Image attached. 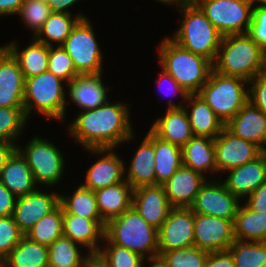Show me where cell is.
Here are the masks:
<instances>
[{"instance_id":"1","label":"cell","mask_w":266,"mask_h":267,"mask_svg":"<svg viewBox=\"0 0 266 267\" xmlns=\"http://www.w3.org/2000/svg\"><path fill=\"white\" fill-rule=\"evenodd\" d=\"M130 104L124 100L110 99L94 109L77 111L70 118L71 122L65 123V135L82 149L117 146L121 149L125 143L130 146L132 141V144L137 141Z\"/></svg>"},{"instance_id":"2","label":"cell","mask_w":266,"mask_h":267,"mask_svg":"<svg viewBox=\"0 0 266 267\" xmlns=\"http://www.w3.org/2000/svg\"><path fill=\"white\" fill-rule=\"evenodd\" d=\"M156 48L157 65L169 73L188 94H198L207 82L213 64L184 49L169 35H164Z\"/></svg>"},{"instance_id":"3","label":"cell","mask_w":266,"mask_h":267,"mask_svg":"<svg viewBox=\"0 0 266 267\" xmlns=\"http://www.w3.org/2000/svg\"><path fill=\"white\" fill-rule=\"evenodd\" d=\"M66 110L67 83L64 80L49 71L25 79L24 111L30 122L37 114L43 120L48 119L47 122L57 121L59 125H64L67 117H71Z\"/></svg>"},{"instance_id":"4","label":"cell","mask_w":266,"mask_h":267,"mask_svg":"<svg viewBox=\"0 0 266 267\" xmlns=\"http://www.w3.org/2000/svg\"><path fill=\"white\" fill-rule=\"evenodd\" d=\"M213 70L249 82L266 72V52L247 33L225 35L213 62Z\"/></svg>"},{"instance_id":"5","label":"cell","mask_w":266,"mask_h":267,"mask_svg":"<svg viewBox=\"0 0 266 267\" xmlns=\"http://www.w3.org/2000/svg\"><path fill=\"white\" fill-rule=\"evenodd\" d=\"M174 10L178 12L179 22L169 37L184 49L213 64L223 35L195 3L179 4Z\"/></svg>"},{"instance_id":"6","label":"cell","mask_w":266,"mask_h":267,"mask_svg":"<svg viewBox=\"0 0 266 267\" xmlns=\"http://www.w3.org/2000/svg\"><path fill=\"white\" fill-rule=\"evenodd\" d=\"M26 140H28L27 143H23L21 139L16 145V149L26 159L36 185L43 188H58V190L64 188L62 183L67 176L65 171H68L66 170L68 151L66 153L63 148H59L60 145L57 146L56 141H52V138L44 139L34 133Z\"/></svg>"},{"instance_id":"7","label":"cell","mask_w":266,"mask_h":267,"mask_svg":"<svg viewBox=\"0 0 266 267\" xmlns=\"http://www.w3.org/2000/svg\"><path fill=\"white\" fill-rule=\"evenodd\" d=\"M104 236L144 259L158 256V229L147 223L132 206L106 223Z\"/></svg>"},{"instance_id":"8","label":"cell","mask_w":266,"mask_h":267,"mask_svg":"<svg viewBox=\"0 0 266 267\" xmlns=\"http://www.w3.org/2000/svg\"><path fill=\"white\" fill-rule=\"evenodd\" d=\"M198 95L226 124L248 102V81L236 76H226L212 69Z\"/></svg>"},{"instance_id":"9","label":"cell","mask_w":266,"mask_h":267,"mask_svg":"<svg viewBox=\"0 0 266 267\" xmlns=\"http://www.w3.org/2000/svg\"><path fill=\"white\" fill-rule=\"evenodd\" d=\"M91 17L80 19L73 27L70 35L61 45L72 58L74 67L80 75H98L105 73L102 46L96 35V27Z\"/></svg>"},{"instance_id":"10","label":"cell","mask_w":266,"mask_h":267,"mask_svg":"<svg viewBox=\"0 0 266 267\" xmlns=\"http://www.w3.org/2000/svg\"><path fill=\"white\" fill-rule=\"evenodd\" d=\"M195 4L223 36L248 32L253 8L249 0H198Z\"/></svg>"},{"instance_id":"11","label":"cell","mask_w":266,"mask_h":267,"mask_svg":"<svg viewBox=\"0 0 266 267\" xmlns=\"http://www.w3.org/2000/svg\"><path fill=\"white\" fill-rule=\"evenodd\" d=\"M86 154L95 156L91 165H88L85 170V177L80 182L89 190L115 185L125 180L124 178V159L122 154L118 153L117 148H89L83 149ZM87 152V153H86ZM99 159H97V158Z\"/></svg>"},{"instance_id":"12","label":"cell","mask_w":266,"mask_h":267,"mask_svg":"<svg viewBox=\"0 0 266 267\" xmlns=\"http://www.w3.org/2000/svg\"><path fill=\"white\" fill-rule=\"evenodd\" d=\"M242 201L233 195L218 179H207L191 205L193 213L235 220Z\"/></svg>"},{"instance_id":"13","label":"cell","mask_w":266,"mask_h":267,"mask_svg":"<svg viewBox=\"0 0 266 267\" xmlns=\"http://www.w3.org/2000/svg\"><path fill=\"white\" fill-rule=\"evenodd\" d=\"M214 146L217 179L226 171L251 162L263 153L256 144L235 136L226 127L214 139Z\"/></svg>"},{"instance_id":"14","label":"cell","mask_w":266,"mask_h":267,"mask_svg":"<svg viewBox=\"0 0 266 267\" xmlns=\"http://www.w3.org/2000/svg\"><path fill=\"white\" fill-rule=\"evenodd\" d=\"M194 246V213L190 207H173L158 229V255Z\"/></svg>"},{"instance_id":"15","label":"cell","mask_w":266,"mask_h":267,"mask_svg":"<svg viewBox=\"0 0 266 267\" xmlns=\"http://www.w3.org/2000/svg\"><path fill=\"white\" fill-rule=\"evenodd\" d=\"M59 193L60 190L54 188L38 187L35 191L16 199L13 218L24 234L43 216L59 206Z\"/></svg>"},{"instance_id":"16","label":"cell","mask_w":266,"mask_h":267,"mask_svg":"<svg viewBox=\"0 0 266 267\" xmlns=\"http://www.w3.org/2000/svg\"><path fill=\"white\" fill-rule=\"evenodd\" d=\"M234 241V221L194 213L195 247L208 252L226 251Z\"/></svg>"},{"instance_id":"17","label":"cell","mask_w":266,"mask_h":267,"mask_svg":"<svg viewBox=\"0 0 266 267\" xmlns=\"http://www.w3.org/2000/svg\"><path fill=\"white\" fill-rule=\"evenodd\" d=\"M105 76L106 75L102 73L98 75H79L74 78L67 84V107L72 103V107L74 105L76 106L74 109L78 107V110L75 111L77 112L80 111V109H94L110 100L112 95L109 93H112L111 90H114L115 88L113 87L116 86H114V84H112L113 86L107 84Z\"/></svg>"},{"instance_id":"18","label":"cell","mask_w":266,"mask_h":267,"mask_svg":"<svg viewBox=\"0 0 266 267\" xmlns=\"http://www.w3.org/2000/svg\"><path fill=\"white\" fill-rule=\"evenodd\" d=\"M145 136L141 139L136 135L137 140L140 139L141 142H136L137 148L130 155L131 157L124 160V178L134 189L140 186L156 185V175L154 168L155 151L153 146V132L148 128ZM129 162H127V161Z\"/></svg>"},{"instance_id":"19","label":"cell","mask_w":266,"mask_h":267,"mask_svg":"<svg viewBox=\"0 0 266 267\" xmlns=\"http://www.w3.org/2000/svg\"><path fill=\"white\" fill-rule=\"evenodd\" d=\"M24 87L17 59L0 44V107L24 108Z\"/></svg>"},{"instance_id":"20","label":"cell","mask_w":266,"mask_h":267,"mask_svg":"<svg viewBox=\"0 0 266 267\" xmlns=\"http://www.w3.org/2000/svg\"><path fill=\"white\" fill-rule=\"evenodd\" d=\"M151 226L159 229L173 208L163 185L140 186L133 189L132 205Z\"/></svg>"},{"instance_id":"21","label":"cell","mask_w":266,"mask_h":267,"mask_svg":"<svg viewBox=\"0 0 266 267\" xmlns=\"http://www.w3.org/2000/svg\"><path fill=\"white\" fill-rule=\"evenodd\" d=\"M219 178L233 195L245 200L266 182V154L262 153L253 161L226 171Z\"/></svg>"},{"instance_id":"22","label":"cell","mask_w":266,"mask_h":267,"mask_svg":"<svg viewBox=\"0 0 266 267\" xmlns=\"http://www.w3.org/2000/svg\"><path fill=\"white\" fill-rule=\"evenodd\" d=\"M106 222L63 213V236L81 245L88 252H98L104 239Z\"/></svg>"},{"instance_id":"23","label":"cell","mask_w":266,"mask_h":267,"mask_svg":"<svg viewBox=\"0 0 266 267\" xmlns=\"http://www.w3.org/2000/svg\"><path fill=\"white\" fill-rule=\"evenodd\" d=\"M206 181L201 173L182 165L163 187L172 207H191Z\"/></svg>"},{"instance_id":"24","label":"cell","mask_w":266,"mask_h":267,"mask_svg":"<svg viewBox=\"0 0 266 267\" xmlns=\"http://www.w3.org/2000/svg\"><path fill=\"white\" fill-rule=\"evenodd\" d=\"M225 127L235 136L256 144L262 150L266 147V115L249 101Z\"/></svg>"},{"instance_id":"25","label":"cell","mask_w":266,"mask_h":267,"mask_svg":"<svg viewBox=\"0 0 266 267\" xmlns=\"http://www.w3.org/2000/svg\"><path fill=\"white\" fill-rule=\"evenodd\" d=\"M148 127L156 136L183 147L194 135L184 108L165 109Z\"/></svg>"},{"instance_id":"26","label":"cell","mask_w":266,"mask_h":267,"mask_svg":"<svg viewBox=\"0 0 266 267\" xmlns=\"http://www.w3.org/2000/svg\"><path fill=\"white\" fill-rule=\"evenodd\" d=\"M182 165L201 173L207 179H217L214 139L193 136L182 147Z\"/></svg>"},{"instance_id":"27","label":"cell","mask_w":266,"mask_h":267,"mask_svg":"<svg viewBox=\"0 0 266 267\" xmlns=\"http://www.w3.org/2000/svg\"><path fill=\"white\" fill-rule=\"evenodd\" d=\"M29 39L24 47L17 39L3 44L17 59L24 79L40 75L48 68L49 46L37 41L34 37H29Z\"/></svg>"},{"instance_id":"28","label":"cell","mask_w":266,"mask_h":267,"mask_svg":"<svg viewBox=\"0 0 266 267\" xmlns=\"http://www.w3.org/2000/svg\"><path fill=\"white\" fill-rule=\"evenodd\" d=\"M183 108L187 113L194 136L215 139L225 127V124L198 94H189Z\"/></svg>"},{"instance_id":"29","label":"cell","mask_w":266,"mask_h":267,"mask_svg":"<svg viewBox=\"0 0 266 267\" xmlns=\"http://www.w3.org/2000/svg\"><path fill=\"white\" fill-rule=\"evenodd\" d=\"M0 182L17 198L35 191L36 185L31 168L26 159L16 149L0 172Z\"/></svg>"},{"instance_id":"30","label":"cell","mask_w":266,"mask_h":267,"mask_svg":"<svg viewBox=\"0 0 266 267\" xmlns=\"http://www.w3.org/2000/svg\"><path fill=\"white\" fill-rule=\"evenodd\" d=\"M101 218L107 223L120 216L132 205L133 188L126 181L94 191Z\"/></svg>"},{"instance_id":"31","label":"cell","mask_w":266,"mask_h":267,"mask_svg":"<svg viewBox=\"0 0 266 267\" xmlns=\"http://www.w3.org/2000/svg\"><path fill=\"white\" fill-rule=\"evenodd\" d=\"M156 185L165 184L182 166V147L161 139L153 133Z\"/></svg>"},{"instance_id":"32","label":"cell","mask_w":266,"mask_h":267,"mask_svg":"<svg viewBox=\"0 0 266 267\" xmlns=\"http://www.w3.org/2000/svg\"><path fill=\"white\" fill-rule=\"evenodd\" d=\"M72 191L59 193V205L63 213L82 216L87 219H102L97 206L95 192L84 187L81 183L71 188Z\"/></svg>"},{"instance_id":"33","label":"cell","mask_w":266,"mask_h":267,"mask_svg":"<svg viewBox=\"0 0 266 267\" xmlns=\"http://www.w3.org/2000/svg\"><path fill=\"white\" fill-rule=\"evenodd\" d=\"M235 240L266 242V213L252 211L243 201L234 220Z\"/></svg>"},{"instance_id":"34","label":"cell","mask_w":266,"mask_h":267,"mask_svg":"<svg viewBox=\"0 0 266 267\" xmlns=\"http://www.w3.org/2000/svg\"><path fill=\"white\" fill-rule=\"evenodd\" d=\"M80 18L77 15L52 12L34 38L47 46H61Z\"/></svg>"},{"instance_id":"35","label":"cell","mask_w":266,"mask_h":267,"mask_svg":"<svg viewBox=\"0 0 266 267\" xmlns=\"http://www.w3.org/2000/svg\"><path fill=\"white\" fill-rule=\"evenodd\" d=\"M5 259L8 267H48V246L24 236Z\"/></svg>"},{"instance_id":"36","label":"cell","mask_w":266,"mask_h":267,"mask_svg":"<svg viewBox=\"0 0 266 267\" xmlns=\"http://www.w3.org/2000/svg\"><path fill=\"white\" fill-rule=\"evenodd\" d=\"M87 254L81 245L62 236L48 246V267H80Z\"/></svg>"},{"instance_id":"37","label":"cell","mask_w":266,"mask_h":267,"mask_svg":"<svg viewBox=\"0 0 266 267\" xmlns=\"http://www.w3.org/2000/svg\"><path fill=\"white\" fill-rule=\"evenodd\" d=\"M63 209L59 205L50 214L43 216L25 234L30 240L49 246L56 239L63 236Z\"/></svg>"},{"instance_id":"38","label":"cell","mask_w":266,"mask_h":267,"mask_svg":"<svg viewBox=\"0 0 266 267\" xmlns=\"http://www.w3.org/2000/svg\"><path fill=\"white\" fill-rule=\"evenodd\" d=\"M29 121L24 108L0 107V141L17 145L25 136Z\"/></svg>"},{"instance_id":"39","label":"cell","mask_w":266,"mask_h":267,"mask_svg":"<svg viewBox=\"0 0 266 267\" xmlns=\"http://www.w3.org/2000/svg\"><path fill=\"white\" fill-rule=\"evenodd\" d=\"M235 267H264L266 265V242L235 240L227 249Z\"/></svg>"},{"instance_id":"40","label":"cell","mask_w":266,"mask_h":267,"mask_svg":"<svg viewBox=\"0 0 266 267\" xmlns=\"http://www.w3.org/2000/svg\"><path fill=\"white\" fill-rule=\"evenodd\" d=\"M51 13V9L46 1L24 0L16 16H19L18 19L21 20L22 25L24 24L23 27L25 29L27 28L26 30L31 31L30 37H34L42 28Z\"/></svg>"},{"instance_id":"41","label":"cell","mask_w":266,"mask_h":267,"mask_svg":"<svg viewBox=\"0 0 266 267\" xmlns=\"http://www.w3.org/2000/svg\"><path fill=\"white\" fill-rule=\"evenodd\" d=\"M98 252L108 267H142L144 261L139 254L111 243L105 236Z\"/></svg>"},{"instance_id":"42","label":"cell","mask_w":266,"mask_h":267,"mask_svg":"<svg viewBox=\"0 0 266 267\" xmlns=\"http://www.w3.org/2000/svg\"><path fill=\"white\" fill-rule=\"evenodd\" d=\"M209 252L191 246L163 252L160 256L167 267H204Z\"/></svg>"},{"instance_id":"43","label":"cell","mask_w":266,"mask_h":267,"mask_svg":"<svg viewBox=\"0 0 266 267\" xmlns=\"http://www.w3.org/2000/svg\"><path fill=\"white\" fill-rule=\"evenodd\" d=\"M47 71L61 78L67 84L80 74L76 71L72 58L62 46H50Z\"/></svg>"},{"instance_id":"44","label":"cell","mask_w":266,"mask_h":267,"mask_svg":"<svg viewBox=\"0 0 266 267\" xmlns=\"http://www.w3.org/2000/svg\"><path fill=\"white\" fill-rule=\"evenodd\" d=\"M158 69H160V72L154 82L156 83L155 85H158L160 93L162 91L163 96H169L167 103H165L167 106L165 107L167 109L183 108V105L186 102L189 94L175 81V79L169 73H167L161 67ZM175 96H177L176 98H179L180 100L177 99V101H175ZM172 97L175 100L172 99Z\"/></svg>"},{"instance_id":"45","label":"cell","mask_w":266,"mask_h":267,"mask_svg":"<svg viewBox=\"0 0 266 267\" xmlns=\"http://www.w3.org/2000/svg\"><path fill=\"white\" fill-rule=\"evenodd\" d=\"M24 236L13 215L0 217V259H5Z\"/></svg>"},{"instance_id":"46","label":"cell","mask_w":266,"mask_h":267,"mask_svg":"<svg viewBox=\"0 0 266 267\" xmlns=\"http://www.w3.org/2000/svg\"><path fill=\"white\" fill-rule=\"evenodd\" d=\"M247 34L266 52V7L252 8V21Z\"/></svg>"},{"instance_id":"47","label":"cell","mask_w":266,"mask_h":267,"mask_svg":"<svg viewBox=\"0 0 266 267\" xmlns=\"http://www.w3.org/2000/svg\"><path fill=\"white\" fill-rule=\"evenodd\" d=\"M248 101L266 115V72L248 82Z\"/></svg>"},{"instance_id":"48","label":"cell","mask_w":266,"mask_h":267,"mask_svg":"<svg viewBox=\"0 0 266 267\" xmlns=\"http://www.w3.org/2000/svg\"><path fill=\"white\" fill-rule=\"evenodd\" d=\"M243 202L254 212L266 213V182L260 184Z\"/></svg>"},{"instance_id":"49","label":"cell","mask_w":266,"mask_h":267,"mask_svg":"<svg viewBox=\"0 0 266 267\" xmlns=\"http://www.w3.org/2000/svg\"><path fill=\"white\" fill-rule=\"evenodd\" d=\"M80 2L82 3L83 0H47L46 1V3L49 5V8L51 9V12H60V13L77 15L80 19L89 17L88 14L83 13L81 9L79 11H76V13H74V11L72 12V10H74L73 8H75L77 5L79 6Z\"/></svg>"},{"instance_id":"50","label":"cell","mask_w":266,"mask_h":267,"mask_svg":"<svg viewBox=\"0 0 266 267\" xmlns=\"http://www.w3.org/2000/svg\"><path fill=\"white\" fill-rule=\"evenodd\" d=\"M17 197L0 182V217L13 215Z\"/></svg>"},{"instance_id":"51","label":"cell","mask_w":266,"mask_h":267,"mask_svg":"<svg viewBox=\"0 0 266 267\" xmlns=\"http://www.w3.org/2000/svg\"><path fill=\"white\" fill-rule=\"evenodd\" d=\"M204 267H235L232 255L228 250L209 252Z\"/></svg>"},{"instance_id":"52","label":"cell","mask_w":266,"mask_h":267,"mask_svg":"<svg viewBox=\"0 0 266 267\" xmlns=\"http://www.w3.org/2000/svg\"><path fill=\"white\" fill-rule=\"evenodd\" d=\"M24 0H0V18L14 17L18 14Z\"/></svg>"},{"instance_id":"53","label":"cell","mask_w":266,"mask_h":267,"mask_svg":"<svg viewBox=\"0 0 266 267\" xmlns=\"http://www.w3.org/2000/svg\"><path fill=\"white\" fill-rule=\"evenodd\" d=\"M80 267H108L105 259L99 252H88L83 258Z\"/></svg>"},{"instance_id":"54","label":"cell","mask_w":266,"mask_h":267,"mask_svg":"<svg viewBox=\"0 0 266 267\" xmlns=\"http://www.w3.org/2000/svg\"><path fill=\"white\" fill-rule=\"evenodd\" d=\"M16 150V144L0 141V172L5 167L7 160Z\"/></svg>"},{"instance_id":"55","label":"cell","mask_w":266,"mask_h":267,"mask_svg":"<svg viewBox=\"0 0 266 267\" xmlns=\"http://www.w3.org/2000/svg\"><path fill=\"white\" fill-rule=\"evenodd\" d=\"M142 267H167V264L162 257L158 255L144 259Z\"/></svg>"},{"instance_id":"56","label":"cell","mask_w":266,"mask_h":267,"mask_svg":"<svg viewBox=\"0 0 266 267\" xmlns=\"http://www.w3.org/2000/svg\"><path fill=\"white\" fill-rule=\"evenodd\" d=\"M155 1L156 3L158 2V4H162L165 7H169L170 9L175 8L179 5V0H152Z\"/></svg>"},{"instance_id":"57","label":"cell","mask_w":266,"mask_h":267,"mask_svg":"<svg viewBox=\"0 0 266 267\" xmlns=\"http://www.w3.org/2000/svg\"><path fill=\"white\" fill-rule=\"evenodd\" d=\"M252 7H266V0H249Z\"/></svg>"},{"instance_id":"58","label":"cell","mask_w":266,"mask_h":267,"mask_svg":"<svg viewBox=\"0 0 266 267\" xmlns=\"http://www.w3.org/2000/svg\"><path fill=\"white\" fill-rule=\"evenodd\" d=\"M198 0H179V4H194Z\"/></svg>"},{"instance_id":"59","label":"cell","mask_w":266,"mask_h":267,"mask_svg":"<svg viewBox=\"0 0 266 267\" xmlns=\"http://www.w3.org/2000/svg\"><path fill=\"white\" fill-rule=\"evenodd\" d=\"M0 267H8L6 259H0Z\"/></svg>"},{"instance_id":"60","label":"cell","mask_w":266,"mask_h":267,"mask_svg":"<svg viewBox=\"0 0 266 267\" xmlns=\"http://www.w3.org/2000/svg\"><path fill=\"white\" fill-rule=\"evenodd\" d=\"M263 153L266 154V147L263 149Z\"/></svg>"}]
</instances>
